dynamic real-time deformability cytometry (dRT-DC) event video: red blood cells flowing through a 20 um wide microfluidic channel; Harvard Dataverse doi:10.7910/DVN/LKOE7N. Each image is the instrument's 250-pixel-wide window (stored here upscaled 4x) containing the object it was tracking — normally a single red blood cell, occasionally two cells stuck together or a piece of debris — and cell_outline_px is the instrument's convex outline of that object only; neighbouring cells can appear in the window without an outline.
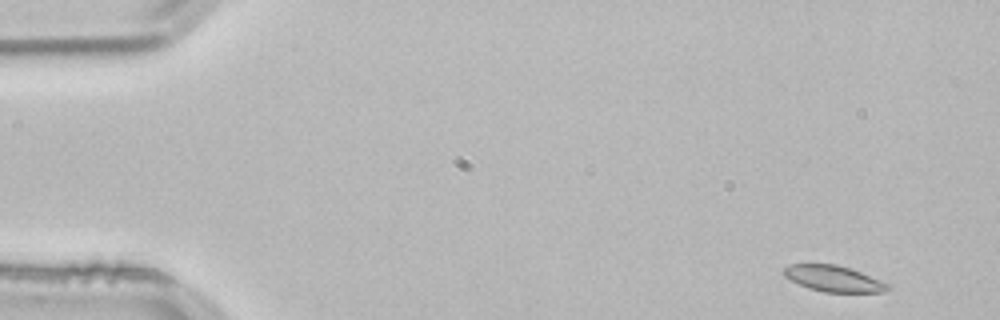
{"species": "common noctule bat (a hibernating species)", "species_latin": "Nyctalus noctula", "temperature_condition": "room temperature", "stored_images_in_passage": 51, "camera_frame_rate_fps": 3000, "um_per_image_px": 0.085, "animal": {"sex": "male", "body_mass_g": 21.5, "forearm_length_mm": 52.0}, "frame": {"image": 1, "passage_image": 1, "time_ms": 0.0, "image_size_px": [1000, 320], "cell_outline_px": [[892, 288], [884, 292], [824, 292], [808, 288], [784, 276], [780, 272], [784, 268], [792, 264], [836, 264], [860, 272], [888, 284]], "centroid_in_image_um": [70.83, 23.69], "position_along_channel_um": 14.2, "area_um2": 15.61}}
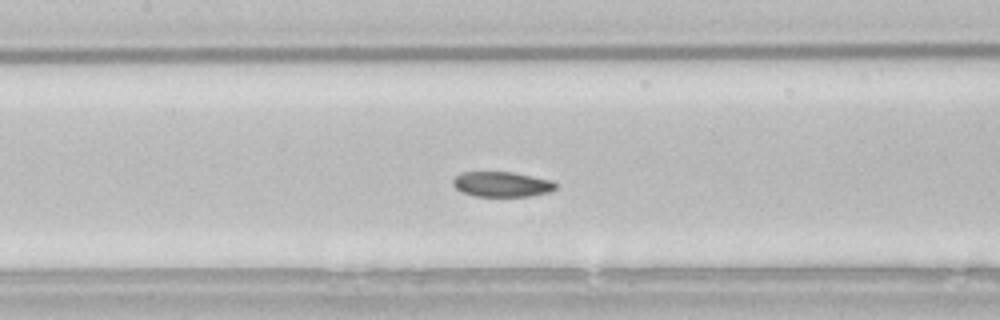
{"frame": {"image": 2, "passage_image": 22, "time_ms": 7.0, "image_size_px": [1000, 320], "cell_outline_px": [[556, 188], [548, 192], [532, 196], [472, 196], [460, 192], [452, 184], [452, 180], [456, 176], [464, 172], [512, 172], [552, 180], [556, 184]], "centroid_in_image_um": [42.63, 15.67], "position_along_channel_um": 164.8, "area_um2": 15.09}}
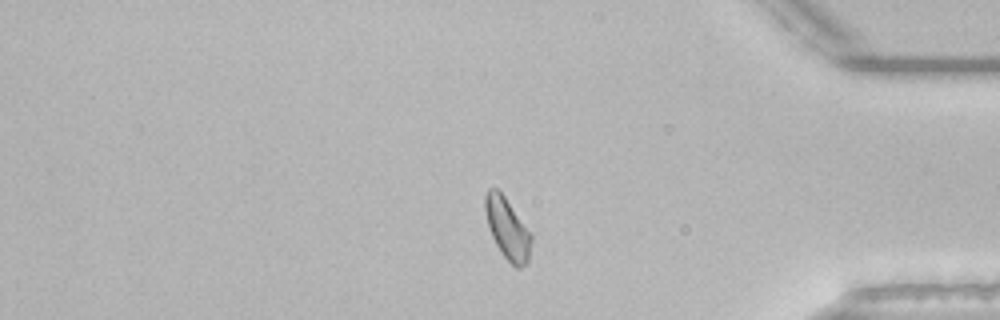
{"frame": {"image": 3, "passage_image": 42, "time_ms": 13.667, "image_size_px": [1000, 320], "cell_outline_px": [[532, 240], [528, 264], [520, 268], [516, 268], [504, 256], [496, 244], [492, 236], [488, 224], [484, 208], [484, 196], [488, 188], [496, 188], [504, 196], [532, 236]], "centroid_in_image_um": [43.12, 19.45], "position_along_channel_um": 392.1, "area_um2": 16.18}, "authors_computed_cell_mechanics": {"area_um2": 16.184, "velocity_mm_per_s": 3.8114, "shape_relaxation_time_tau1_ms": 4.3596, "shape_relaxation_time_tau2_ms": null, "deformation_change_tau1": 0.0931, "deformation_change_tau2": null}}